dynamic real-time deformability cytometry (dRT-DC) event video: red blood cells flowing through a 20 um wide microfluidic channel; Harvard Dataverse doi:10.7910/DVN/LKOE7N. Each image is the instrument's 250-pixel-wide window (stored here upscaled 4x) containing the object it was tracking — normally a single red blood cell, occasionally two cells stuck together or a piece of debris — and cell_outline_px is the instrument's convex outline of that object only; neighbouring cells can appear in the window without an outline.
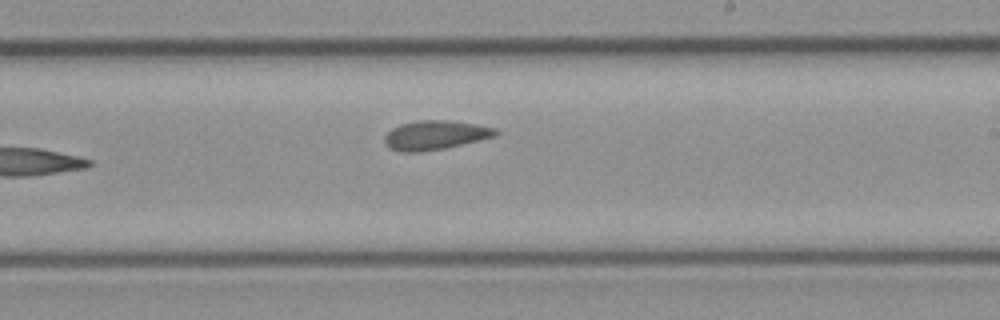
{"species": "common noctule bat (a hibernating species)", "species_latin": "Nyctalus noctula", "temperature_condition": "cold", "stored_images_in_passage": 17, "camera_frame_rate_fps": 3000, "um_per_image_px": 0.085, "animal": {"sex": "female", "body_mass_g": 21.9}, "frame": {"image": 1, "passage_image": 17, "time_ms": 5.333, "image_size_px": [1000, 320], "cell_outline_px": [[500, 132], [496, 136], [444, 148], [420, 152], [400, 152], [388, 148], [384, 144], [384, 136], [392, 128], [400, 124], [416, 120], [448, 120], [476, 124], [496, 128]], "centroid_in_image_um": [36.96, 11.48], "position_along_channel_um": 252.0, "area_um2": 19.02}}